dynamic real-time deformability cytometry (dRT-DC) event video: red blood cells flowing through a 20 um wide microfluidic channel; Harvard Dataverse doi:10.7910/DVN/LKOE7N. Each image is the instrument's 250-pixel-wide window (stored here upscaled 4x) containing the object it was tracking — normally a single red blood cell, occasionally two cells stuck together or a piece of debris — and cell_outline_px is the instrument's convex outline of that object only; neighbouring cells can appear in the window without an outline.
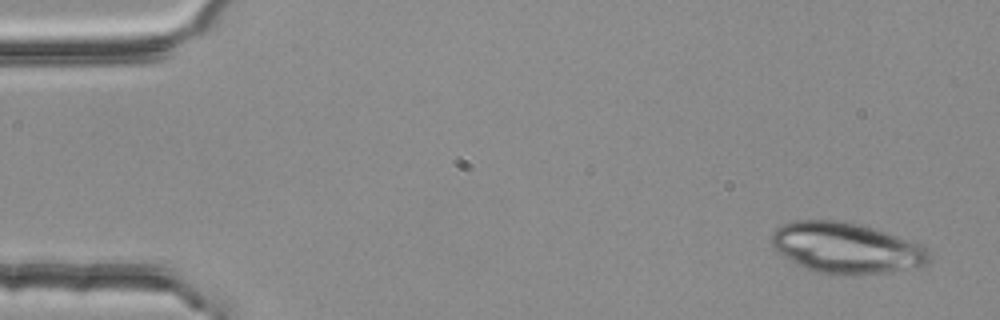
{"species": "common noctule bat (a hibernating species)", "species_latin": "Nyctalus noctula", "temperature_condition": "room temperature", "stored_images_in_passage": 4, "camera_frame_rate_fps": 3000, "um_per_image_px": 0.085, "animal": {"sex": "female", "body_mass_g": 25.1}, "frame": {"image": 1, "passage_image": 1, "time_ms": 0.0, "image_size_px": [1000, 320], "cell_outline_px": [[928, 264], [884, 272], [840, 276], [816, 272], [804, 268], [780, 252], [772, 244], [772, 232], [780, 224], [796, 220], [840, 220], [860, 224], [876, 228], [888, 232], [920, 244], [928, 248]], "centroid_in_image_um": [71.91, 21.06], "position_along_channel_um": 13.1, "area_um2": 46.47}}